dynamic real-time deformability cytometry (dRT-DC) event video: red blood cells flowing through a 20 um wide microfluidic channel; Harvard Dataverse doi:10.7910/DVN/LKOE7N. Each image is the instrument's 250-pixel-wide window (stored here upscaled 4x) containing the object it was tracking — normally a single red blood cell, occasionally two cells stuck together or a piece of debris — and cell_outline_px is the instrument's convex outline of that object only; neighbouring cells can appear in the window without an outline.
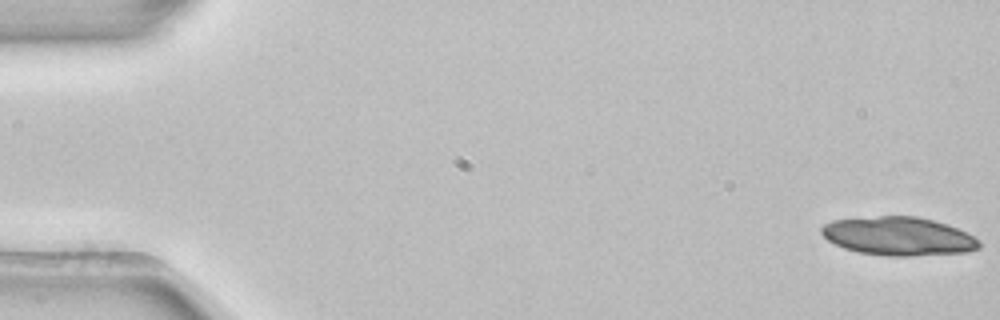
{"species": "common noctule bat (a hibernating species)", "species_latin": "Nyctalus noctula", "temperature_condition": "room temperature", "stored_images_in_passage": 5, "camera_frame_rate_fps": 3000, "um_per_image_px": 0.085, "animal": {"sex": "female", "body_mass_g": 22.7, "forearm_length_mm": 54.2}, "frame": {"image": 1, "passage_image": 1, "time_ms": 0.0, "image_size_px": [1000, 320], "cell_outline_px": [[980, 248], [968, 252], [912, 256], [888, 256], [860, 252], [844, 248], [828, 240], [820, 232], [820, 228], [824, 224], [832, 220], [880, 216], [916, 216], [936, 220], [948, 224], [968, 232], [980, 240]], "centroid_in_image_um": [76.42, 20.07], "position_along_channel_um": 8.6, "area_um2": 35.66}}
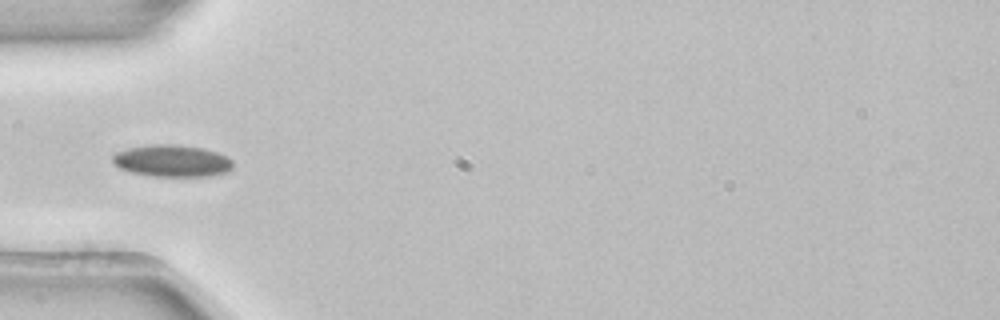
{"frame": {"image": 2, "passage_image": 5, "time_ms": 1.333, "image_size_px": [1000, 320], "cell_outline_px": [[232, 168], [228, 172], [208, 176], [152, 176], [132, 172], [120, 168], [112, 160], [112, 156], [116, 152], [128, 148], [152, 144], [176, 144], [204, 148], [228, 156], [232, 160]], "centroid_in_image_um": [14.65, 13.66], "position_along_channel_um": 70.4, "area_um2": 22.43}}